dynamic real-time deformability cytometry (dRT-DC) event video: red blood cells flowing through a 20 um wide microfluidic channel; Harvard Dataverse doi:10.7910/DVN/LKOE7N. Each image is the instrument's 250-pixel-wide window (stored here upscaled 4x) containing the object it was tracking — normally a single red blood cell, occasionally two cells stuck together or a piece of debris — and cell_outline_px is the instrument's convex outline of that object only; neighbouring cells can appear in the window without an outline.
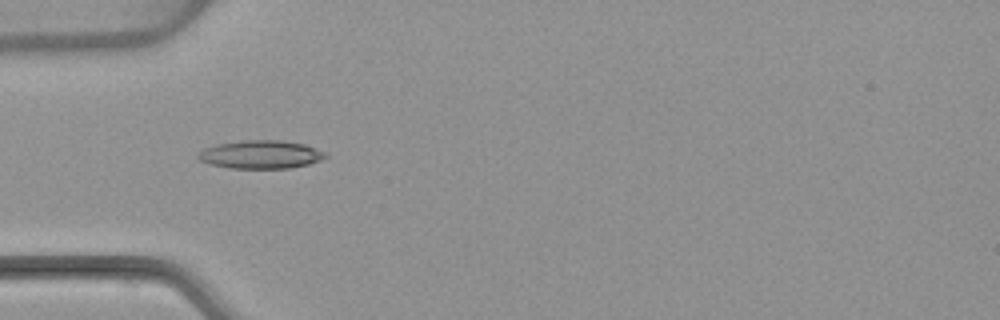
{"species": "common noctule bat (a hibernating species)", "species_latin": "Nyctalus noctula", "temperature_condition": "warm", "stored_images_in_passage": 5, "camera_frame_rate_fps": 3000, "um_per_image_px": 0.085, "animal": {"sex": "female", "body_mass_g": 22.7, "forearm_length_mm": 54.2}, "frame": {"image": 1, "passage_image": 4, "time_ms": 4.667, "image_size_px": [1000, 320], "cell_outline_px": [[328, 156], [320, 160], [308, 164], [288, 168], [228, 168], [212, 164], [200, 160], [196, 156], [204, 148], [216, 144], [244, 140], [280, 140], [304, 144], [324, 152]], "centroid_in_image_um": [22.14, 13.13], "position_along_channel_um": 62.9, "area_um2": 20.75}}
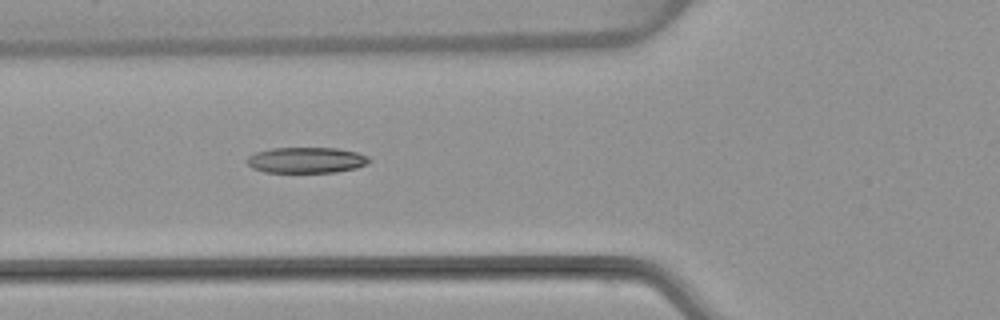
{"frame": {"image": 2, "passage_image": 5, "time_ms": 5.667, "image_size_px": [1000, 320], "cell_outline_px": [[372, 160], [368, 164], [356, 168], [336, 172], [264, 172], [252, 168], [244, 160], [248, 156], [256, 152], [272, 148], [336, 148], [356, 152], [368, 156]], "centroid_in_image_um": [26.04, 13.61], "position_along_channel_um": 99.8, "area_um2": 18.5}}